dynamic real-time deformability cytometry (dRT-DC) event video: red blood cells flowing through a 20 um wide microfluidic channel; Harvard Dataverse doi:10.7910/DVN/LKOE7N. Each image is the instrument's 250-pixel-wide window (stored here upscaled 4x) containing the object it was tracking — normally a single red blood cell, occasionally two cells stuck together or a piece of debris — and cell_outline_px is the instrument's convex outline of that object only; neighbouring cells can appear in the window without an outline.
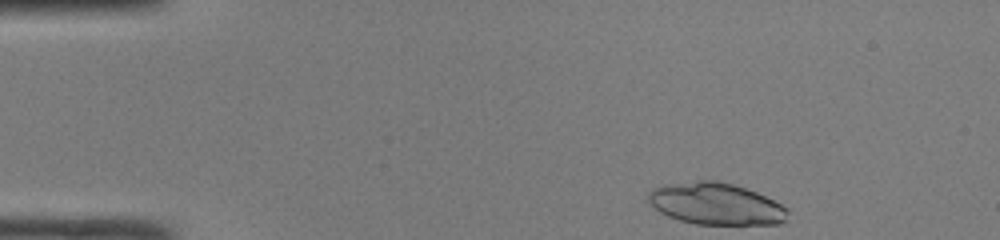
{"species": "common noctule bat (a hibernating species)", "species_latin": "Nyctalus noctula", "temperature_condition": "room temperature", "stored_images_in_passage": 42, "camera_frame_rate_fps": 3000, "um_per_image_px": 0.085, "animal": {"sex": "male", "body_mass_g": 19.0, "forearm_length_mm": 50.8}, "frame": {"image": 1, "passage_image": 1, "time_ms": 0.0, "image_size_px": [1000, 240], "cell_outline_px": [[788, 212], [784, 220], [780, 224], [696, 224], [680, 220], [668, 216], [660, 212], [648, 200], [648, 192], [652, 188], [664, 184], [696, 180], [716, 180], [732, 184], [756, 192], [788, 208]], "centroid_in_image_um": [60.81, 17.31], "position_along_channel_um": 24.2, "area_um2": 33.81}}